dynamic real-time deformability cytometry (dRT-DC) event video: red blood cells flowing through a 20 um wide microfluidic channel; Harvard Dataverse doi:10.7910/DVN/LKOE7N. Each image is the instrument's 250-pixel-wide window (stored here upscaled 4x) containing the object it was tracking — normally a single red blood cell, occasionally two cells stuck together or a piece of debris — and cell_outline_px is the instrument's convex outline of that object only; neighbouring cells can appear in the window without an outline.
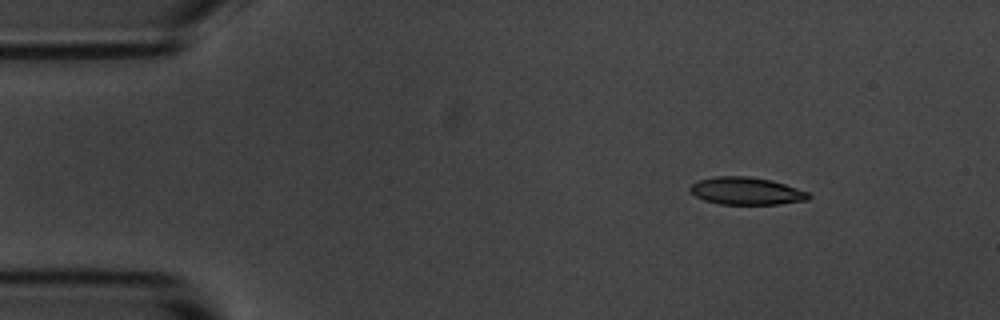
{"species": "common noctule bat (a hibernating species)", "species_latin": "Nyctalus noctula", "temperature_condition": "room temperature", "stored_images_in_passage": 6, "camera_frame_rate_fps": 3000, "um_per_image_px": 0.085, "animal": {"sex": "male", "body_mass_g": 20.1, "forearm_length_mm": 53.5}, "frame": {"image": 1, "passage_image": 1, "time_ms": 0.0, "image_size_px": [1000, 320], "cell_outline_px": [[812, 196], [808, 200], [780, 204], [720, 204], [704, 200], [696, 196], [688, 188], [692, 184], [700, 180], [716, 176], [748, 176], [772, 180], [808, 192]], "centroid_in_image_um": [63.45, 16.24], "position_along_channel_um": 21.5, "area_um2": 18.9}}
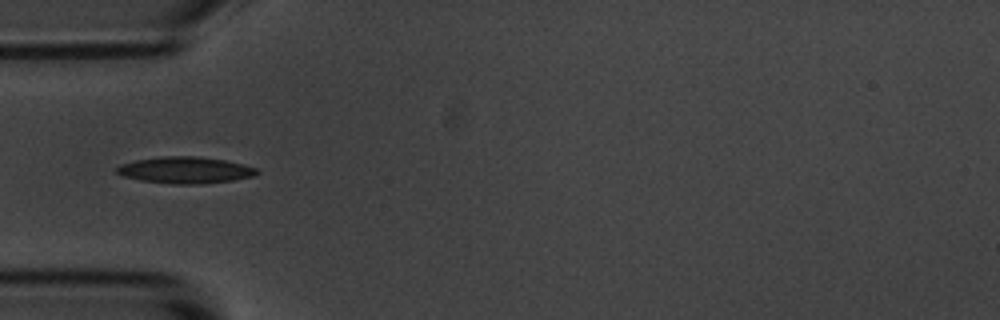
{"frame": {"image": 2, "passage_image": 4, "time_ms": 1.0, "image_size_px": [1000, 320], "cell_outline_px": [[260, 172], [252, 176], [232, 180], [204, 184], [172, 184], [140, 180], [124, 176], [116, 172], [116, 168], [120, 164], [136, 160], [160, 156], [196, 156], [224, 160], [256, 168]], "centroid_in_image_um": [15.71, 14.46], "position_along_channel_um": 69.3, "area_um2": 21.56}}
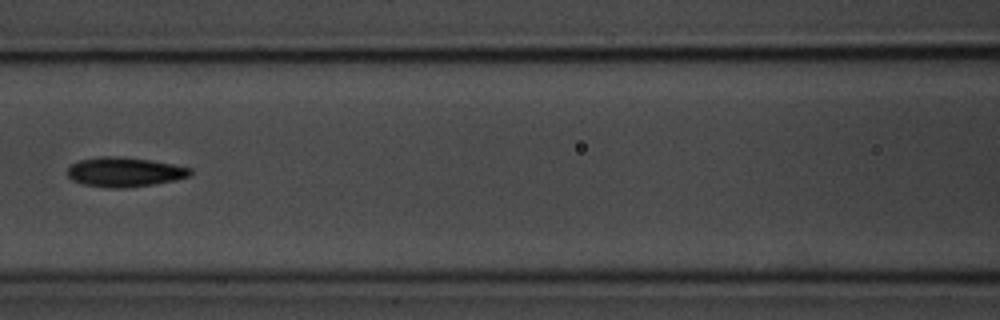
{"frame": {"image": 3, "passage_image": 6, "time_ms": 1.667, "image_size_px": [1000, 320], "cell_outline_px": [[192, 172], [188, 176], [176, 180], [152, 184], [124, 188], [112, 188], [80, 184], [72, 180], [68, 176], [68, 168], [72, 164], [80, 160], [100, 156], [124, 156], [172, 164], [192, 168]], "centroid_in_image_um": [10.56, 14.62], "position_along_channel_um": 156.0, "area_um2": 21.1}}